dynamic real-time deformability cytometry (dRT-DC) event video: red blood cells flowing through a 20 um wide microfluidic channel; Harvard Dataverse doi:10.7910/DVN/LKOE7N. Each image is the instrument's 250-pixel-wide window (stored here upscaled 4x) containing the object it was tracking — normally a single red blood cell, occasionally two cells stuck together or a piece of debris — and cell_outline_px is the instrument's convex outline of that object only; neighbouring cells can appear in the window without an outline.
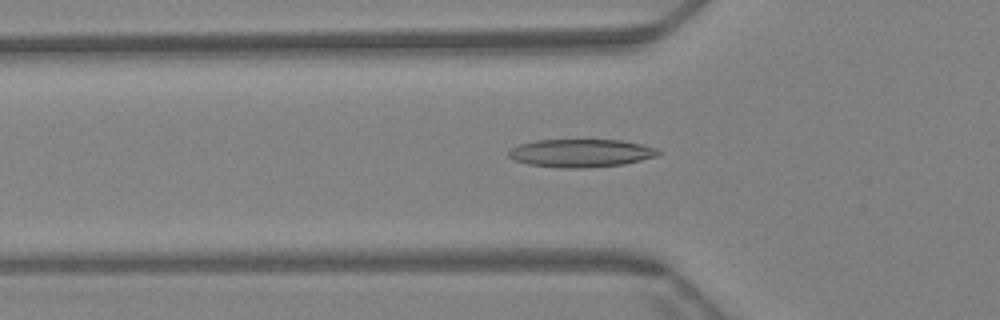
{"species": "Egyptian fruit bat (a non-hibernating species)", "species_latin": "Rousettus aegyptiacus", "temperature_condition": "warm", "stored_images_in_passage": 64, "camera_frame_rate_fps": 3000, "um_per_image_px": 0.085, "animal": {"sex": "female"}, "frame": {"image": 1, "passage_image": 22, "time_ms": 7.0, "image_size_px": [1000, 320], "cell_outline_px": [[660, 152], [656, 156], [624, 164], [584, 168], [560, 168], [528, 164], [516, 160], [508, 156], [508, 152], [512, 148], [520, 144], [536, 140], [620, 140], [640, 144], [656, 148]], "centroid_in_image_um": [49.36, 13.01], "position_along_channel_um": 76.4, "area_um2": 24.22}}
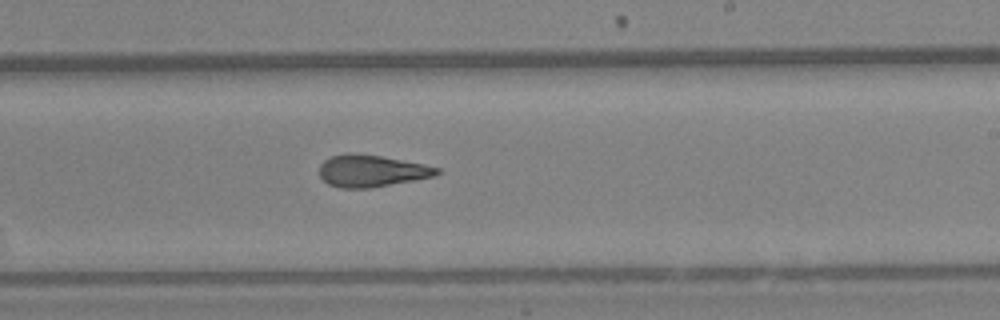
{"frame": {"image": 2, "passage_image": 39, "time_ms": 12.667, "image_size_px": [1000, 320], "cell_outline_px": [[440, 172], [436, 176], [416, 180], [368, 188], [340, 188], [328, 184], [320, 176], [320, 164], [324, 160], [332, 156], [352, 152], [380, 156], [424, 164], [440, 168]], "centroid_in_image_um": [31.59, 14.53], "position_along_channel_um": 257.4, "area_um2": 21.85}}
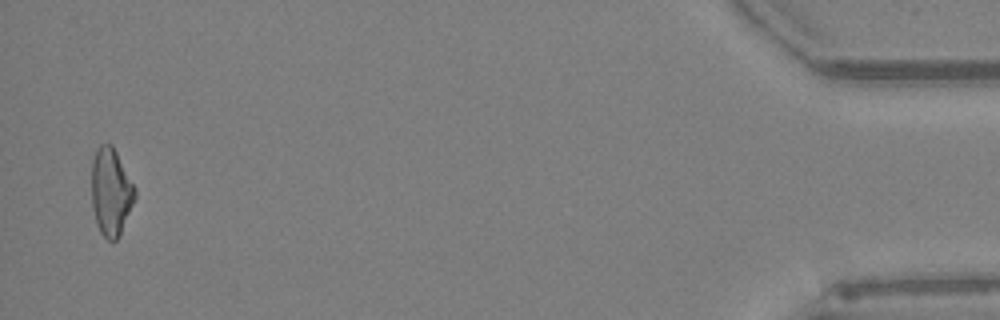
{"frame": {"image": 3, "passage_image": 63, "time_ms": 20.667, "image_size_px": [1000, 320], "cell_outline_px": [[136, 196], [120, 236], [116, 240], [108, 240], [100, 232], [96, 224], [92, 208], [92, 160], [96, 148], [100, 144], [112, 144], [136, 188]], "centroid_in_image_um": [9.42, 16.31], "position_along_channel_um": 425.8, "area_um2": 22.25}, "authors_computed_cell_mechanics": {"area_um2": 22.4264, "velocity_mm_per_s": 3.2011, "shape_relaxation_time_tau1_ms": null, "shape_relaxation_time_tau2_ms": 4.1431, "deformation_change_tau1": null, "deformation_change_tau2": 0.1332}}